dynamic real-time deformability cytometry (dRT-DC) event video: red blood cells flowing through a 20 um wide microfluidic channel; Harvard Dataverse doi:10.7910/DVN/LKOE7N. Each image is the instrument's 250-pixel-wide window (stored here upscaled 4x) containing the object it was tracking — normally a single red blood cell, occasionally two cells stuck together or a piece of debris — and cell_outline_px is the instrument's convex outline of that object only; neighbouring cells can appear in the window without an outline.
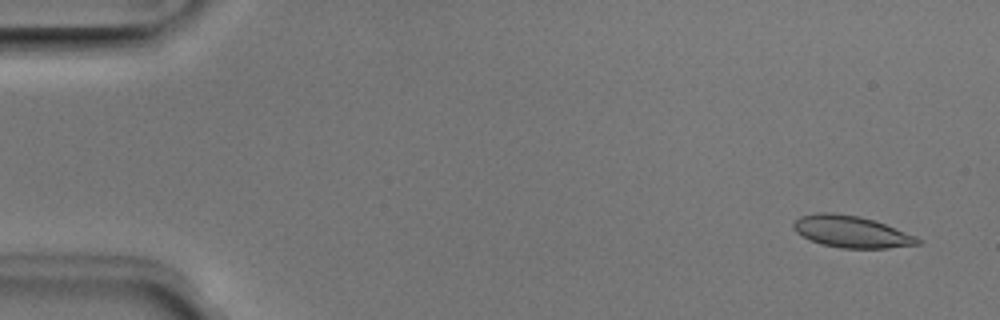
{"species": "Egyptian fruit bat (a non-hibernating species)", "species_latin": "Rousettus aegyptiacus", "temperature_condition": "room temperature", "stored_images_in_passage": 51, "camera_frame_rate_fps": 3000, "um_per_image_px": 0.085, "animal": {"sex": "male"}, "frame": {"image": 1, "passage_image": 3, "time_ms": 0.667, "image_size_px": [1000, 320], "cell_outline_px": [[924, 240], [920, 244], [888, 248], [840, 248], [820, 244], [808, 240], [796, 232], [792, 228], [792, 224], [800, 216], [820, 212], [832, 212], [860, 216], [884, 224], [916, 236]], "centroid_in_image_um": [72.34, 19.7], "position_along_channel_um": 12.7, "area_um2": 23.12}}
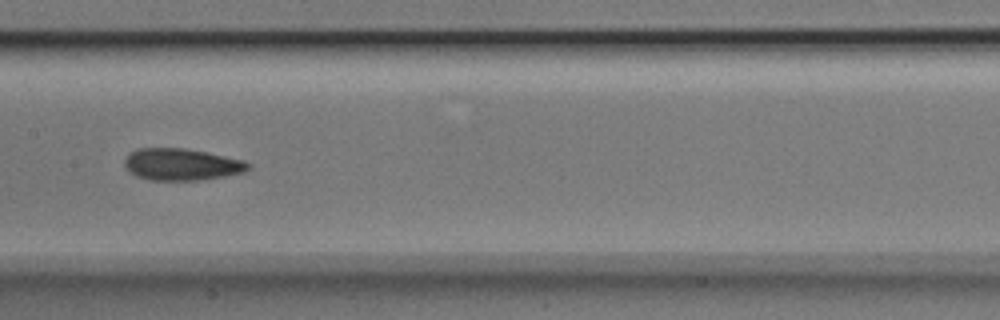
{"frame": {"image": 2, "passage_image": 26, "time_ms": 8.333, "image_size_px": [1000, 320], "cell_outline_px": [[252, 168], [244, 172], [224, 176], [200, 180], [148, 180], [136, 176], [124, 164], [124, 160], [136, 148], [184, 148], [244, 160], [252, 164]], "centroid_in_image_um": [15.47, 13.98], "position_along_channel_um": 191.9, "area_um2": 22.83}}
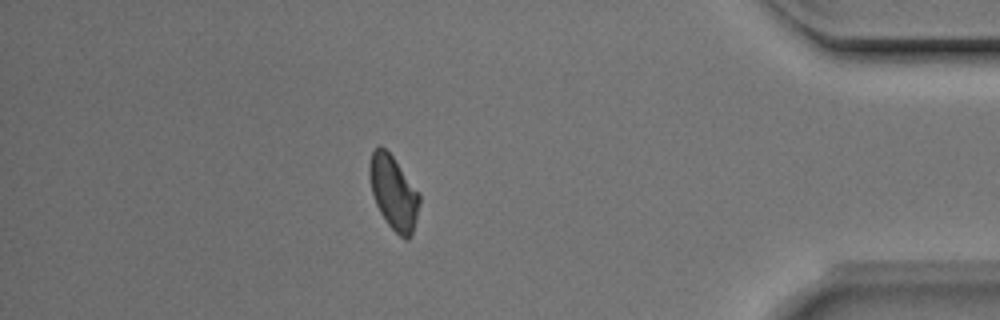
{"frame": {"image": 3, "passage_image": 45, "time_ms": 14.667, "image_size_px": [1000, 320], "cell_outline_px": [[420, 200], [416, 220], [412, 236], [408, 240], [404, 240], [388, 224], [380, 212], [376, 204], [372, 192], [368, 172], [368, 164], [372, 152], [380, 144], [392, 156], [420, 192]], "centroid_in_image_um": [33.46, 16.38], "position_along_channel_um": 401.7, "area_um2": 21.56}, "authors_computed_cell_mechanics": {"area_um2": 22.542, "velocity_mm_per_s": 3.9406, "shape_relaxation_time_tau1_ms": 8.0732, "shape_relaxation_time_tau2_ms": 1.9242, "deformation_change_tau1": 0.1388, "deformation_change_tau2": 0.0821}}